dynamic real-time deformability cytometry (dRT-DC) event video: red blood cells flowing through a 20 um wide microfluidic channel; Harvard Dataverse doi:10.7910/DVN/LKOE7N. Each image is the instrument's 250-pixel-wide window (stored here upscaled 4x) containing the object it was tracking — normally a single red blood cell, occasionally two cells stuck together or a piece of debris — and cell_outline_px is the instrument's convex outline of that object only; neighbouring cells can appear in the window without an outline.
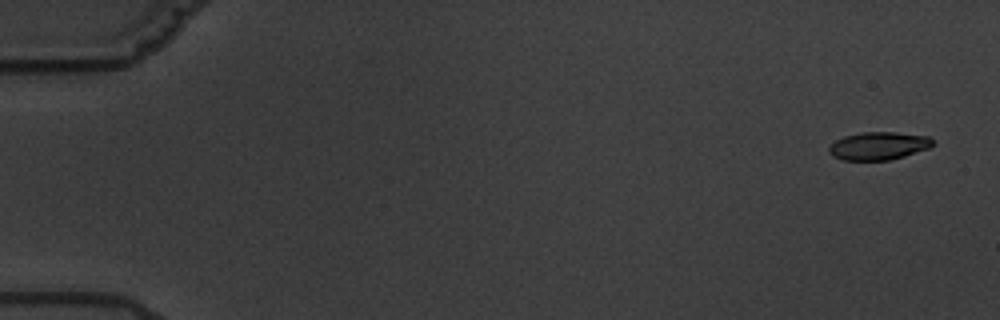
{"species": "common noctule bat (a hibernating species)", "species_latin": "Nyctalus noctula", "temperature_condition": "warm", "stored_images_in_passage": 4, "camera_frame_rate_fps": 3000, "um_per_image_px": 0.085, "animal": {"sex": "male", "body_mass_g": 19.5, "forearm_length_mm": 54.6}, "frame": {"image": 1, "passage_image": 1, "time_ms": 0.0, "image_size_px": [1000, 320], "cell_outline_px": [[936, 144], [928, 148], [904, 156], [888, 160], [844, 160], [832, 156], [828, 152], [828, 148], [836, 140], [844, 136], [860, 132], [896, 132], [928, 136]], "centroid_in_image_um": [74.67, 12.39], "position_along_channel_um": 10.3, "area_um2": 16.88}}
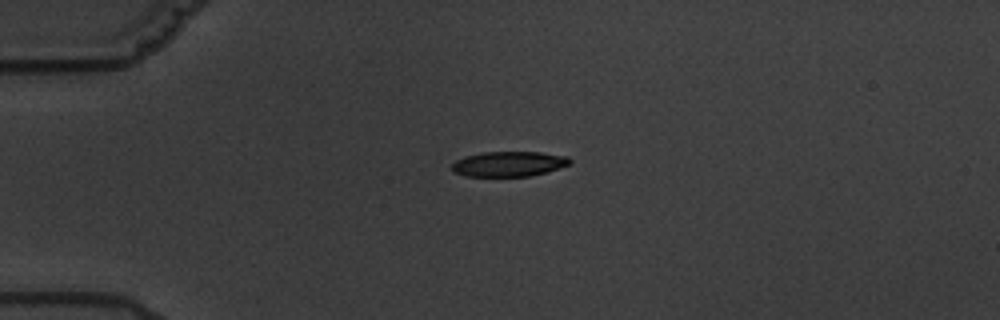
{"frame": {"image": 2, "passage_image": 4, "time_ms": 4.333, "image_size_px": [1000, 320], "cell_outline_px": [[572, 164], [544, 172], [528, 176], [464, 176], [456, 172], [452, 168], [452, 164], [456, 160], [464, 156], [484, 152], [540, 152], [568, 156], [572, 160]], "centroid_in_image_um": [43.27, 13.92], "position_along_channel_um": 41.7, "area_um2": 17.17}}